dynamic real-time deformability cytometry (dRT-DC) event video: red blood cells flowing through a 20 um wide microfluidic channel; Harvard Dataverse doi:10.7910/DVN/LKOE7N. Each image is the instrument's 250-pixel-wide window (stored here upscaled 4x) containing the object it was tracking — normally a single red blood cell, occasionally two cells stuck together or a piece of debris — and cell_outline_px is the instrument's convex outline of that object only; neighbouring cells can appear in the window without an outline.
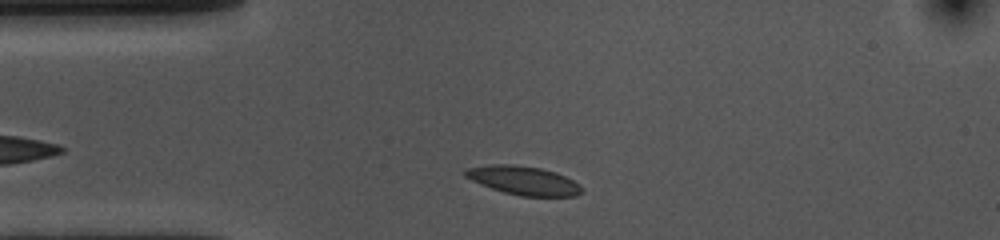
{"species": "common noctule bat (a hibernating species)", "species_latin": "Nyctalus noctula", "temperature_condition": "cold", "stored_images_in_passage": 35, "camera_frame_rate_fps": 3000, "um_per_image_px": 0.085, "animal": {"sex": "female", "body_mass_g": 10.0, "forearm_length_mm": 53.1}, "frame": {"image": 1, "passage_image": 3, "time_ms": 0.667, "image_size_px": [1000, 240], "cell_outline_px": [[580, 192], [576, 196], [520, 196], [504, 192], [480, 184], [464, 176], [464, 168], [492, 164], [512, 164], [540, 168], [556, 172], [580, 184]], "centroid_in_image_um": [44.46, 15.33], "position_along_channel_um": 40.5, "area_um2": 19.36}}
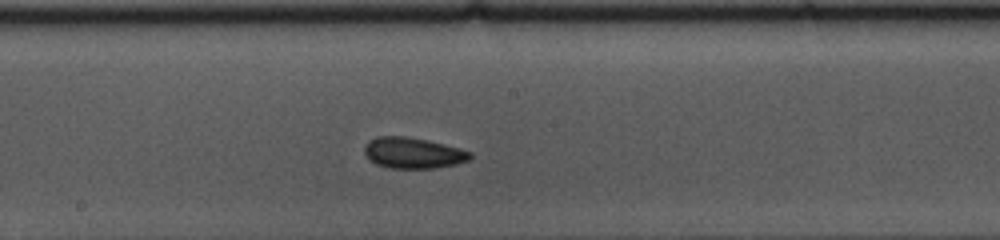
{"frame": {"image": 2, "passage_image": 19, "time_ms": 6.0, "image_size_px": [1000, 240], "cell_outline_px": [[472, 156], [468, 160], [456, 164], [436, 168], [388, 168], [376, 164], [368, 160], [364, 152], [364, 148], [368, 140], [376, 136], [404, 136], [444, 144], [460, 148], [472, 152]], "centroid_in_image_um": [35.08, 13.0], "position_along_channel_um": 213.1, "area_um2": 19.13}}
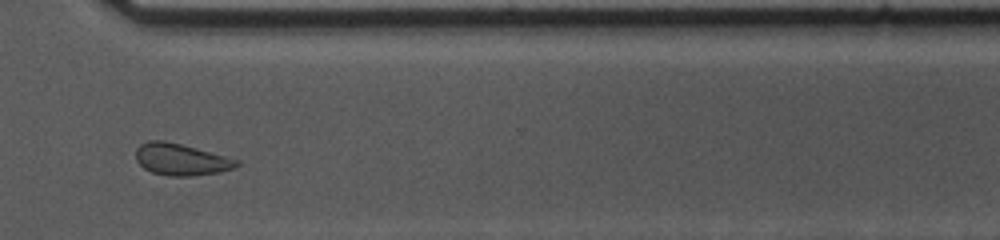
{"frame": {"image": 3, "passage_image": 31, "time_ms": 10.0, "image_size_px": [1000, 240], "cell_outline_px": [[240, 164], [232, 168], [220, 172], [188, 176], [168, 176], [152, 172], [144, 168], [136, 160], [136, 148], [140, 144], [148, 140], [164, 140], [196, 148], [240, 160]], "centroid_in_image_um": [15.36, 13.55], "position_along_channel_um": 355.2, "area_um2": 18.55}, "authors_computed_cell_mechanics": {"area_um2": 18.6694, "velocity_mm_per_s": 3.5549, "shape_relaxation_time_tau1_ms": 1.9977, "shape_relaxation_time_tau2_ms": 2.1261, "deformation_change_tau1": 0.0859, "deformation_change_tau2": 0.0798}}